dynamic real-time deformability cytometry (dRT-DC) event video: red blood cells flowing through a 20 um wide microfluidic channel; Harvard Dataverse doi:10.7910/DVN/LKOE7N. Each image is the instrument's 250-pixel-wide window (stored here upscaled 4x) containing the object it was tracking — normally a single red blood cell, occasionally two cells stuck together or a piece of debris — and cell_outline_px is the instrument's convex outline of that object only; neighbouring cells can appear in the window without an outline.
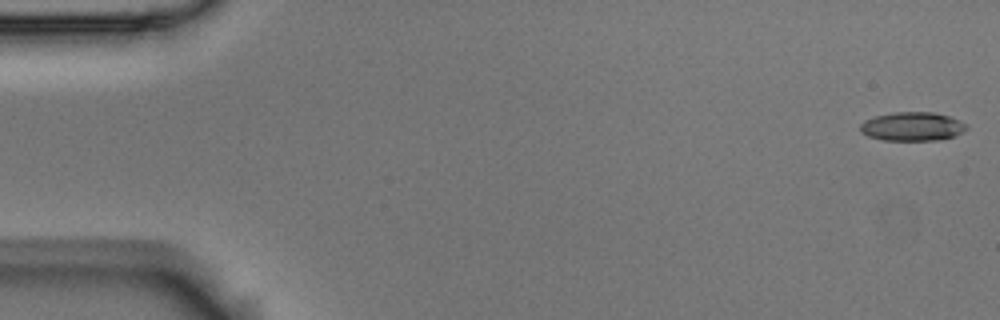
{"species": "Egyptian fruit bat (a non-hibernating species)", "species_latin": "Rousettus aegyptiacus", "temperature_condition": "room temperature", "stored_images_in_passage": 7, "camera_frame_rate_fps": 3000, "um_per_image_px": 0.085, "animal": {"sex": "male"}, "frame": {"image": 1, "passage_image": 1, "time_ms": 0.0, "image_size_px": [1000, 320], "cell_outline_px": [[968, 128], [964, 132], [952, 136], [936, 140], [880, 140], [868, 136], [860, 132], [860, 124], [864, 120], [876, 116], [896, 112], [932, 112], [948, 116], [968, 124]], "centroid_in_image_um": [77.53, 10.75], "position_along_channel_um": 7.5, "area_um2": 17.8}}
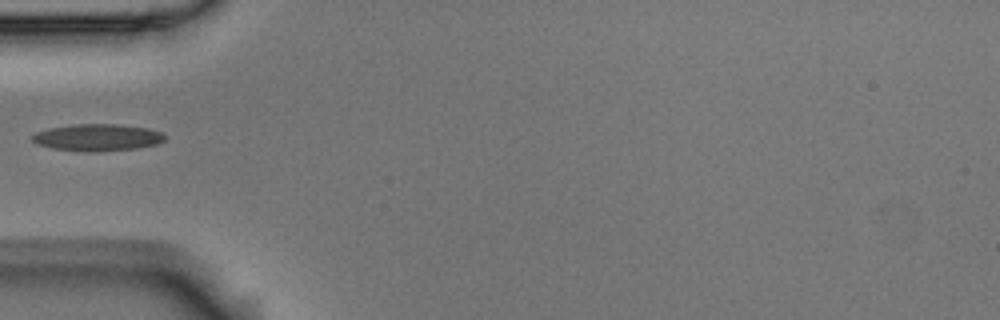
{"frame": {"image": 2, "passage_image": 6, "time_ms": 1.667, "image_size_px": [1000, 320], "cell_outline_px": [[164, 140], [156, 144], [136, 148], [92, 152], [52, 148], [36, 144], [32, 140], [32, 136], [36, 132], [48, 128], [72, 124], [120, 124], [148, 128], [160, 132], [164, 136]], "centroid_in_image_um": [8.25, 11.67], "position_along_channel_um": 76.8, "area_um2": 20.69}}
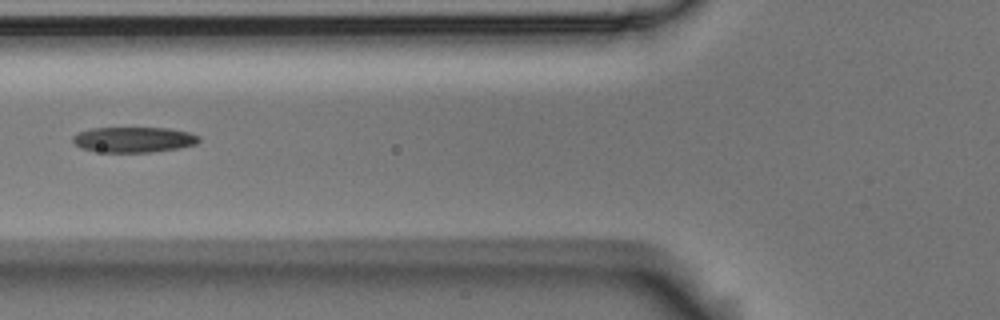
{"frame": {"image": 3, "passage_image": 7, "time_ms": 2.0, "image_size_px": [1000, 320], "cell_outline_px": [[200, 140], [196, 144], [180, 148], [152, 152], [104, 152], [80, 148], [72, 140], [72, 136], [80, 132], [92, 128], [168, 128], [188, 132], [200, 136]], "centroid_in_image_um": [11.39, 11.87], "position_along_channel_um": 114.4, "area_um2": 18.67}}